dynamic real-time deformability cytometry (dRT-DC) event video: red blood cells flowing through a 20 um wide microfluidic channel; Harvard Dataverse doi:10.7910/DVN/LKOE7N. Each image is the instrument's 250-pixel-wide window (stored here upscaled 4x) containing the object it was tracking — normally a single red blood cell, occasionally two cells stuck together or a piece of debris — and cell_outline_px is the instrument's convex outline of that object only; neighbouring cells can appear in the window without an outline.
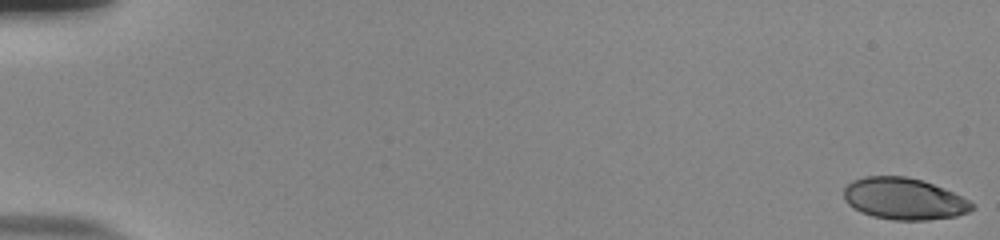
{"species": "human", "species_latin": "Homo sapiens", "temperature_condition": "room temperature", "stored_images_in_passage": 55, "camera_frame_rate_fps": 3000, "um_per_image_px": 0.085, "donor": {"sex": "male"}, "frame": {"image": 1, "passage_image": 1, "time_ms": 0.0, "image_size_px": [1000, 240], "cell_outline_px": [[976, 208], [968, 212], [956, 216], [928, 220], [892, 220], [872, 216], [860, 212], [852, 208], [844, 200], [844, 188], [852, 180], [864, 176], [904, 176], [924, 180], [952, 192], [976, 204]], "centroid_in_image_um": [76.83, 16.9], "position_along_channel_um": 8.2, "area_um2": 31.39}}
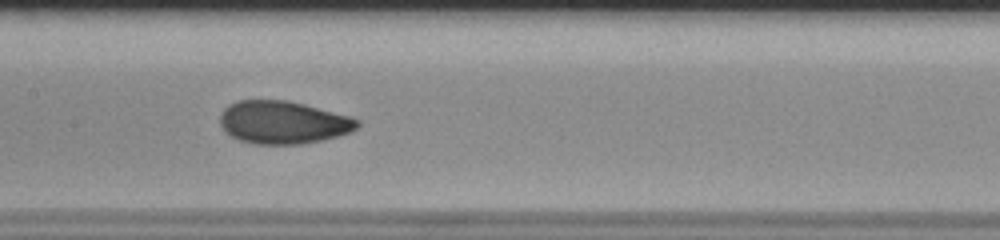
{"frame": {"image": 2, "passage_image": 29, "time_ms": 9.333, "image_size_px": [1000, 240], "cell_outline_px": [[360, 124], [356, 128], [348, 132], [336, 136], [320, 140], [300, 144], [256, 144], [240, 140], [224, 132], [220, 124], [220, 112], [228, 104], [236, 100], [288, 100], [304, 104], [348, 116], [360, 120]], "centroid_in_image_um": [24.0, 10.39], "position_along_channel_um": 183.4, "area_um2": 34.16}}
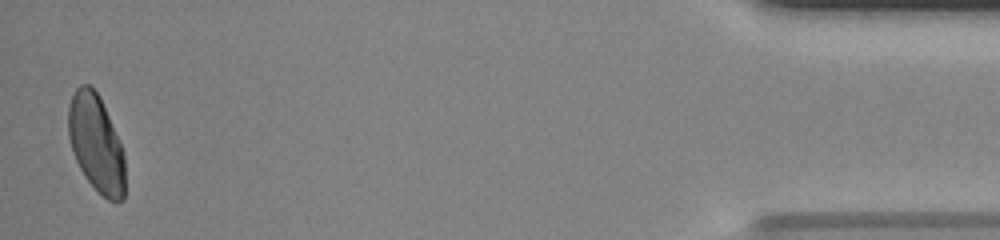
{"frame": {"image": 3, "passage_image": 54, "time_ms": 17.667, "image_size_px": [1000, 240], "cell_outline_px": [[124, 200], [116, 204], [108, 200], [84, 176], [72, 152], [68, 136], [68, 108], [72, 96], [76, 88], [80, 84], [88, 84], [100, 96], [124, 152]], "centroid_in_image_um": [8.17, 12.2], "position_along_channel_um": 427.0, "area_um2": 32.08}, "authors_computed_cell_mechanics": {"area_um2": 32.8882, "velocity_mm_per_s": 3.8592, "shape_relaxation_time_tau1_ms": 4.8542, "shape_relaxation_time_tau2_ms": 0.7566, "deformation_change_tau1": 0.1718, "deformation_change_tau2": 0.057}}